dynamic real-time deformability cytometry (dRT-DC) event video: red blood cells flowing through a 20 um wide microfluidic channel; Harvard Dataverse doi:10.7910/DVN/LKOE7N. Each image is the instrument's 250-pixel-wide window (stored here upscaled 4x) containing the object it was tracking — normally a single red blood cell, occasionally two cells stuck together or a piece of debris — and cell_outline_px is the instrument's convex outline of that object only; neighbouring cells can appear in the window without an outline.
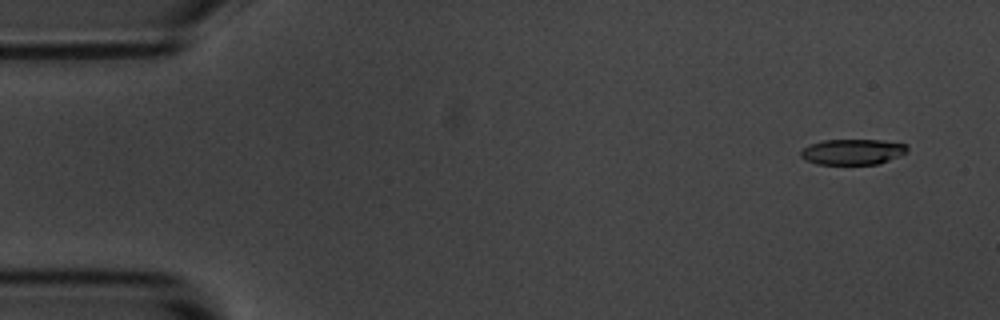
{"species": "common noctule bat (a hibernating species)", "species_latin": "Nyctalus noctula", "temperature_condition": "room temperature", "stored_images_in_passage": 5, "segment_of_instrument_passage": [1, 2], "camera_frame_rate_fps": 3000, "um_per_image_px": 0.085, "animal": {"sex": "male", "body_mass_g": 20.1, "forearm_length_mm": 53.5}, "frame": {"image": 1, "passage_image": 1, "time_ms": 0.0, "image_size_px": [1000, 320], "cell_outline_px": [[908, 152], [900, 156], [876, 164], [816, 164], [804, 160], [800, 156], [800, 152], [804, 148], [812, 144], [824, 140], [884, 140], [908, 144]], "centroid_in_image_um": [72.5, 12.9], "position_along_channel_um": 12.5, "area_um2": 15.95}}